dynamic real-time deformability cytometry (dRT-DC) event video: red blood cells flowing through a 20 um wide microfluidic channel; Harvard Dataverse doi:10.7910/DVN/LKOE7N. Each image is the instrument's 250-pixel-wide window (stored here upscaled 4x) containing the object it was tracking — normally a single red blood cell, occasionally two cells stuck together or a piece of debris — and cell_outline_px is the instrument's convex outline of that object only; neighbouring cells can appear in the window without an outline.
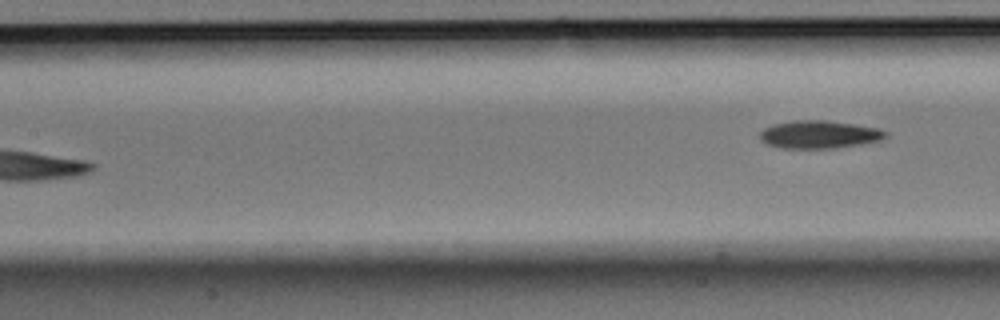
{"species": "Egyptian fruit bat (a non-hibernating species)", "species_latin": "Rousettus aegyptiacus", "temperature_condition": "room temperature", "stored_images_in_passage": 8, "segment_of_instrument_passage": [2, 2], "camera_frame_rate_fps": 3000, "um_per_image_px": 0.085, "animal": {"sex": "male"}, "frame": {"image": 1, "passage_image": 8, "time_ms": 2.333, "image_size_px": [1000, 320], "cell_outline_px": [[888, 136], [880, 140], [860, 144], [836, 148], [780, 148], [768, 144], [760, 140], [760, 132], [764, 128], [772, 124], [792, 120], [824, 120], [856, 124], [880, 128], [888, 132]], "centroid_in_image_um": [69.64, 11.42], "position_along_channel_um": 137.8, "area_um2": 20.58}}